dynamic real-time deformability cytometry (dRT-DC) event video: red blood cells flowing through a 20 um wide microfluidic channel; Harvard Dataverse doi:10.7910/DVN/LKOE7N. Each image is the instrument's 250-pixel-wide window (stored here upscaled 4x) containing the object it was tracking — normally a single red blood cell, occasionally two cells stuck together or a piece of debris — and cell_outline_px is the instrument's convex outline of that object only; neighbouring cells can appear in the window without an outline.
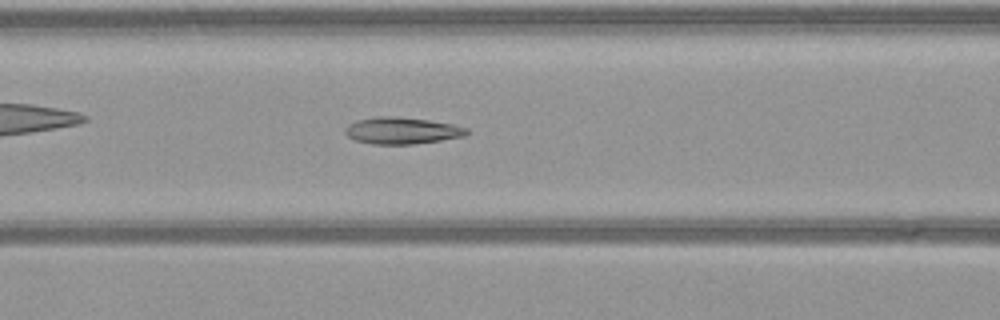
{"species": "common noctule bat (a hibernating species)", "species_latin": "Nyctalus noctula", "temperature_condition": "warm", "stored_images_in_passage": 54, "camera_frame_rate_fps": 3000, "um_per_image_px": 0.085, "animal": {"sex": "female", "body_mass_g": 21.9}, "frame": {"image": 1, "passage_image": 22, "time_ms": 7.0, "image_size_px": [1000, 320], "cell_outline_px": [[468, 132], [464, 136], [440, 140], [412, 144], [372, 144], [356, 140], [348, 136], [344, 132], [344, 128], [348, 124], [356, 120], [380, 116], [388, 116], [428, 120], [452, 124], [468, 128]], "centroid_in_image_um": [34.13, 11.1], "position_along_channel_um": 132.5, "area_um2": 18.73}}
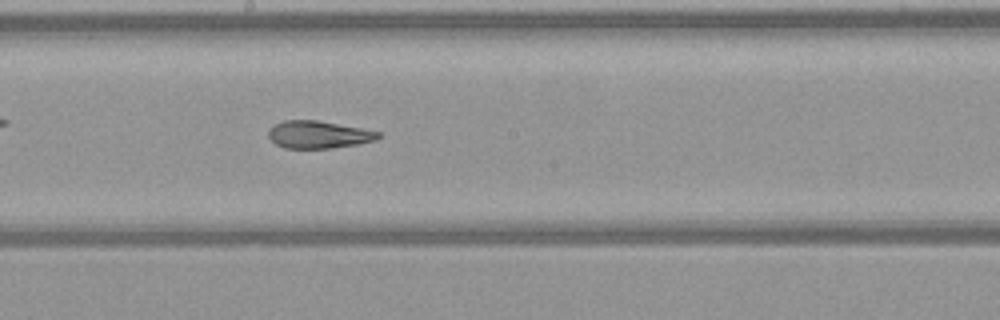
{"frame": {"image": 2, "passage_image": 29, "time_ms": 9.333, "image_size_px": [1000, 320], "cell_outline_px": [[380, 136], [376, 140], [356, 144], [332, 148], [284, 148], [276, 144], [268, 136], [268, 128], [284, 120], [316, 120], [360, 128], [380, 132]], "centroid_in_image_um": [27.04, 11.44], "position_along_channel_um": 221.2, "area_um2": 17.4}}
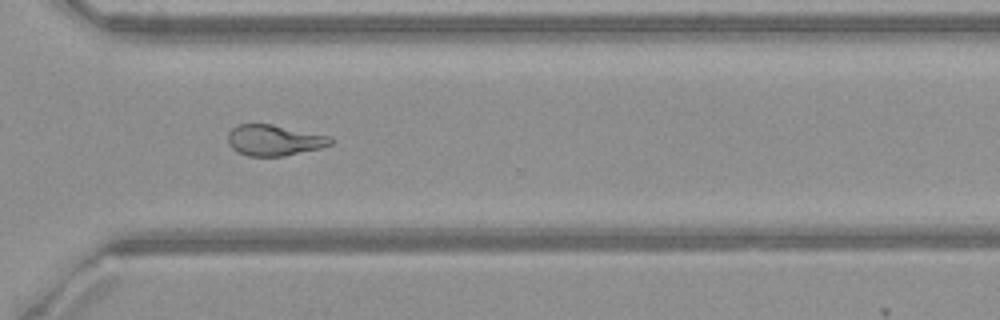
{"frame": {"image": 3, "passage_image": 39, "time_ms": 12.667, "image_size_px": [1000, 320], "cell_outline_px": [[336, 140], [332, 144], [320, 148], [284, 156], [248, 156], [232, 148], [228, 144], [228, 132], [236, 124], [272, 124], [332, 136]], "centroid_in_image_um": [23.34, 11.91], "position_along_channel_um": 347.3, "area_um2": 18.67}}